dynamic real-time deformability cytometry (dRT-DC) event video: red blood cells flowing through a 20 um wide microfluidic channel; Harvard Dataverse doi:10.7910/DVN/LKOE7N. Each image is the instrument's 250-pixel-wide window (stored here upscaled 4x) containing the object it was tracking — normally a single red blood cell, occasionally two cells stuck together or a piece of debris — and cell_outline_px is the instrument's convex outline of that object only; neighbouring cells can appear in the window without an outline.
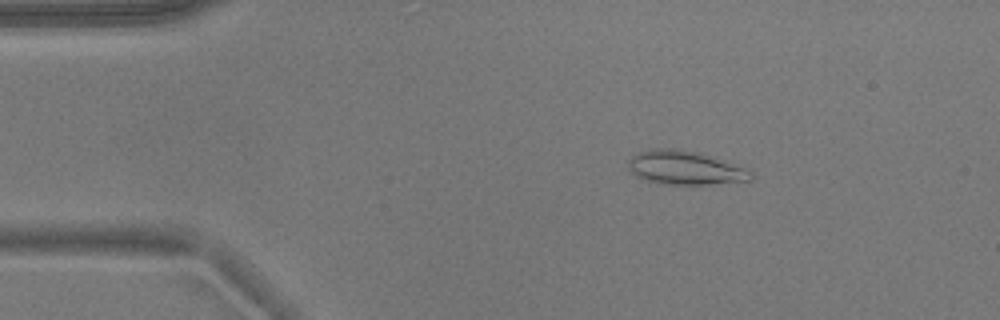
{"species": "common noctule bat (a hibernating species)", "species_latin": "Nyctalus noctula", "temperature_condition": "warm", "stored_images_in_passage": 51, "camera_frame_rate_fps": 3000, "um_per_image_px": 0.085, "animal": {"sex": "male", "body_mass_g": 17.9}, "frame": {"image": 1, "passage_image": 7, "time_ms": 2.0, "image_size_px": [1000, 320], "cell_outline_px": [[752, 180], [708, 184], [660, 184], [636, 176], [628, 168], [628, 160], [636, 152], [652, 148], [672, 148], [696, 152], [716, 156], [744, 168], [752, 172]], "centroid_in_image_um": [58.21, 14.24], "position_along_channel_um": 26.8, "area_um2": 24.22}}
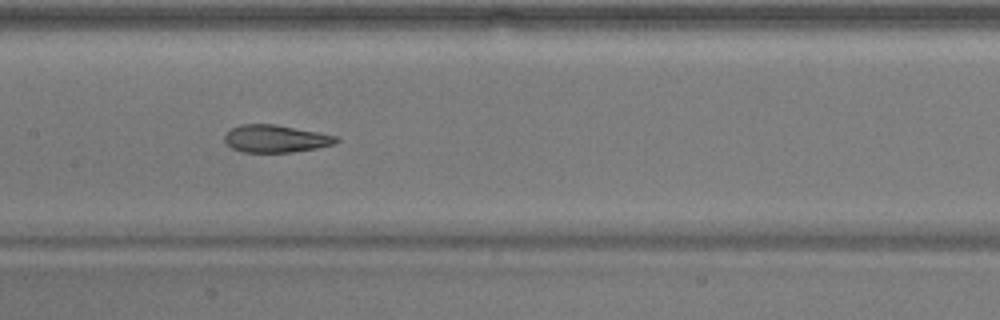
{"frame": {"image": 2, "passage_image": 24, "time_ms": 7.667, "image_size_px": [1000, 320], "cell_outline_px": [[340, 140], [332, 144], [316, 148], [292, 152], [244, 152], [232, 148], [224, 140], [224, 136], [232, 128], [240, 124], [276, 124], [340, 136]], "centroid_in_image_um": [23.46, 11.78], "position_along_channel_um": 183.9, "area_um2": 17.86}}
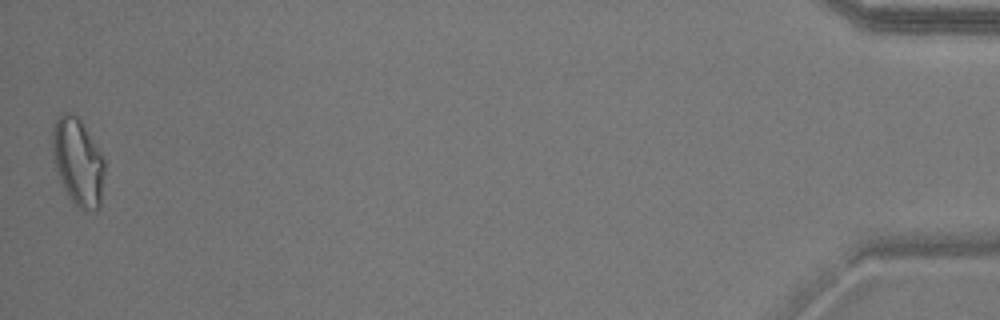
{"frame": {"image": 3, "passage_image": 51, "time_ms": 16.667, "image_size_px": [1000, 320], "cell_outline_px": [[104, 172], [100, 208], [96, 212], [84, 212], [72, 200], [64, 188], [60, 180], [56, 168], [52, 152], [52, 132], [56, 120], [64, 112], [72, 112], [80, 120], [100, 152], [104, 160]], "centroid_in_image_um": [6.63, 13.8], "position_along_channel_um": 428.6, "area_um2": 26.3}, "authors_computed_cell_mechanics": {"area_um2": 20.5768, "velocity_mm_per_s": 3.7781, "shape_relaxation_time_tau1_ms": 9.395, "shape_relaxation_time_tau2_ms": 1.4347, "deformation_change_tau1": 0.2492, "deformation_change_tau2": 0.0791}}